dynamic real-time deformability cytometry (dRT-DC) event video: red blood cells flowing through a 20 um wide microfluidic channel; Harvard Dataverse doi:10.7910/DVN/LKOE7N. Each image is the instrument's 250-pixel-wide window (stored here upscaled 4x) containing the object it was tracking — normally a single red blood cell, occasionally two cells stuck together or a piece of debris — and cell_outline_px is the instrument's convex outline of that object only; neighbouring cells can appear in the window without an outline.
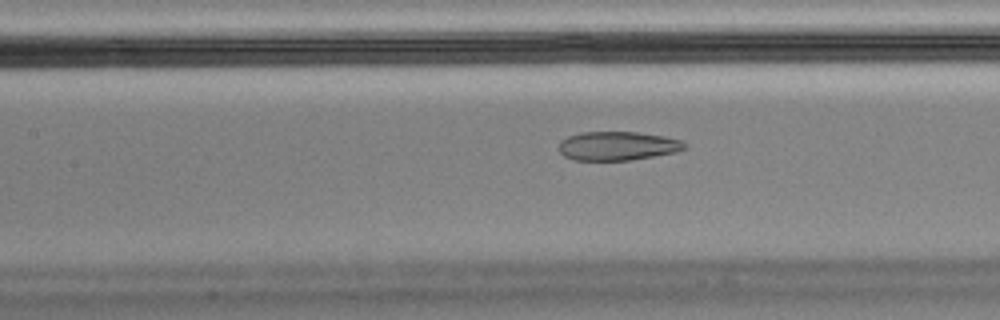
{"species": "Egyptian fruit bat (a non-hibernating species)", "species_latin": "Rousettus aegyptiacus", "temperature_condition": "cold", "stored_images_in_passage": 57, "camera_frame_rate_fps": 3000, "um_per_image_px": 0.085, "animal": {"sex": "male"}, "frame": {"image": 1, "passage_image": 25, "time_ms": 8.0, "image_size_px": [1000, 320], "cell_outline_px": [[688, 148], [676, 152], [628, 160], [576, 160], [564, 156], [560, 152], [560, 140], [568, 136], [584, 132], [636, 132], [664, 136], [680, 140], [688, 144]], "centroid_in_image_um": [52.52, 12.4], "position_along_channel_um": 154.9, "area_um2": 21.04}, "authors_computed_cell_mechanics": {"area_um2": 23.3512, "velocity_mm_per_s": 3.4891, "shape_relaxation_time_tau1_ms": null, "shape_relaxation_time_tau2_ms": 1.4278, "deformation_change_tau1": null, "deformation_change_tau2": 0.0657}}